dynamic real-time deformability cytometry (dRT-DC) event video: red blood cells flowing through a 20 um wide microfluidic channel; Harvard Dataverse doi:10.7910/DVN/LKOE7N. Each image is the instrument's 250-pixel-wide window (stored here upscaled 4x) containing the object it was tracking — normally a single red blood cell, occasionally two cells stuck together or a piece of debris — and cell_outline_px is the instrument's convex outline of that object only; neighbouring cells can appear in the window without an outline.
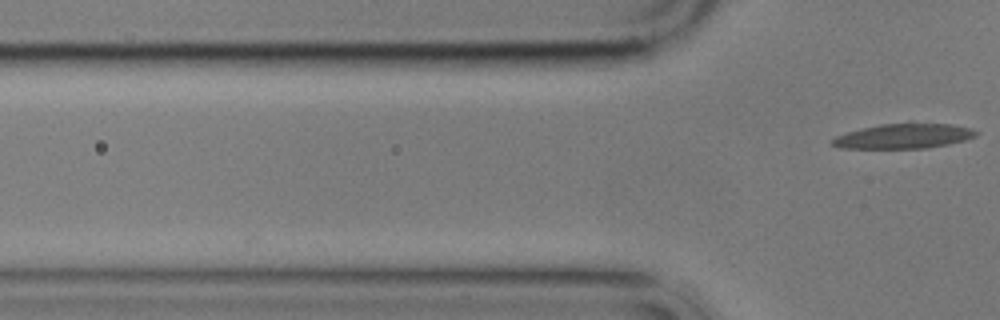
{"species": "common noctule bat (a hibernating species)", "species_latin": "Nyctalus noctula", "temperature_condition": "cold", "stored_images_in_passage": 2, "camera_frame_rate_fps": 3000, "um_per_image_px": 0.085, "animal": {"sex": "male", "body_mass_g": 17.9}, "frame": {"image": 1, "passage_image": 2, "time_ms": 1.0, "image_size_px": [1000, 320], "cell_outline_px": [[980, 132], [976, 136], [964, 140], [948, 144], [924, 148], [836, 148], [828, 144], [836, 136], [848, 132], [880, 124], [908, 120], [912, 120], [952, 124], [972, 128]], "centroid_in_image_um": [76.85, 11.52], "position_along_channel_um": 48.9, "area_um2": 21.68}}